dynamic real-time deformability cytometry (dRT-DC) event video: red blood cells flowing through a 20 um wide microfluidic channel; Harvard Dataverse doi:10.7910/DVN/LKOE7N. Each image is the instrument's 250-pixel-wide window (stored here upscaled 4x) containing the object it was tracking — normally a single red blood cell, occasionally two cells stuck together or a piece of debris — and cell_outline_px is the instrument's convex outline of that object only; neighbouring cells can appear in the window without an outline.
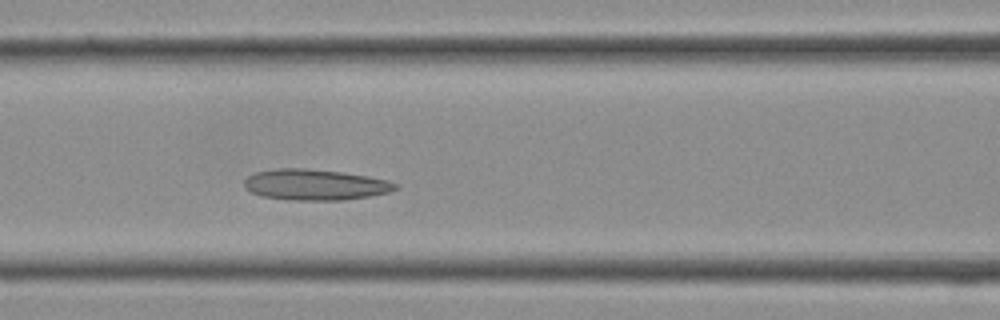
{"species": "Egyptian fruit bat (a non-hibernating species)", "species_latin": "Rousettus aegyptiacus", "temperature_condition": "cold", "stored_images_in_passage": 11, "camera_frame_rate_fps": 3000, "um_per_image_px": 0.085, "frame": {"image": 1, "passage_image": 11, "time_ms": 3.333, "image_size_px": [1000, 320], "cell_outline_px": [[400, 184], [396, 188], [388, 192], [368, 196], [344, 200], [288, 200], [260, 196], [244, 188], [244, 180], [248, 176], [256, 172], [280, 168], [308, 168], [340, 172], [368, 176], [388, 180]], "centroid_in_image_um": [26.76, 15.7], "position_along_channel_um": 139.8, "area_um2": 27.22}}